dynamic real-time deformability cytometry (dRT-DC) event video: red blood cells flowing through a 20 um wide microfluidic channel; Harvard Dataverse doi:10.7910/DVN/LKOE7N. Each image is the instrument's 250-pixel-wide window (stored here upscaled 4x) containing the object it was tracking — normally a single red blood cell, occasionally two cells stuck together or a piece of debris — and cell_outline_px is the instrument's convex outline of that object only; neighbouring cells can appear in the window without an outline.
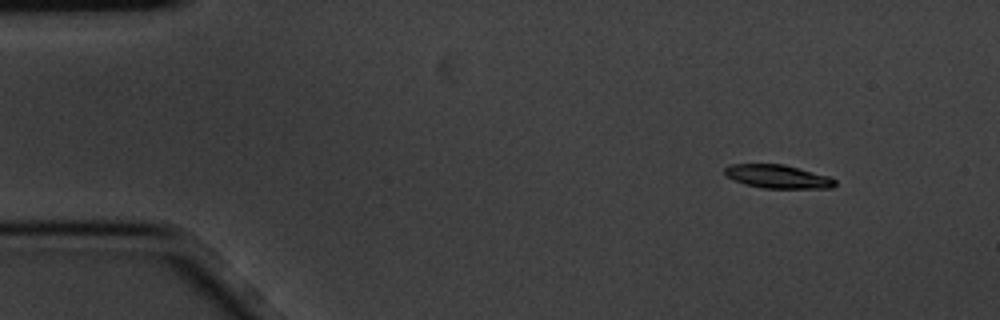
{"species": "common noctule bat (a hibernating species)", "species_latin": "Nyctalus noctula", "temperature_condition": "cold", "stored_images_in_passage": 5, "camera_frame_rate_fps": 3000, "um_per_image_px": 0.085, "animal": {"sex": "male", "body_mass_g": 20.1, "forearm_length_mm": 53.5}, "frame": {"image": 1, "passage_image": 2, "time_ms": 0.333, "image_size_px": [1000, 320], "cell_outline_px": [[836, 184], [832, 188], [764, 188], [744, 184], [728, 176], [724, 172], [724, 168], [732, 164], [784, 164], [828, 176], [836, 180]], "centroid_in_image_um": [66.13, 15.0], "position_along_channel_um": 18.9, "area_um2": 14.91}}
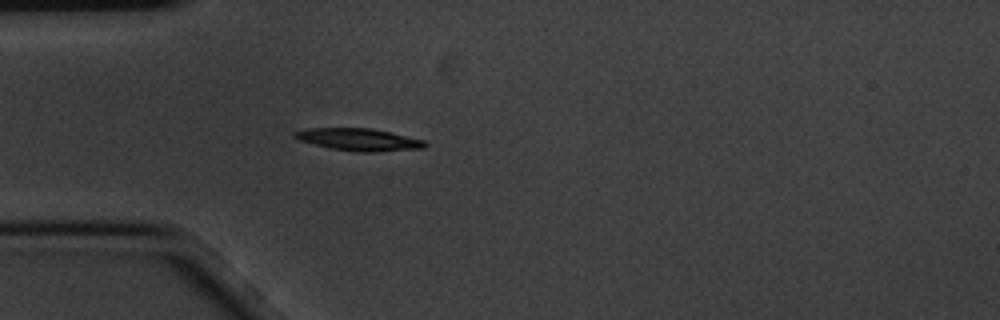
{"frame": {"image": 2, "passage_image": 5, "time_ms": 1.333, "image_size_px": [1000, 320], "cell_outline_px": [[428, 144], [424, 148], [372, 152], [360, 152], [332, 148], [300, 140], [292, 136], [292, 132], [308, 128], [372, 128], [424, 140]], "centroid_in_image_um": [30.51, 11.85], "position_along_channel_um": 54.5, "area_um2": 16.7}}